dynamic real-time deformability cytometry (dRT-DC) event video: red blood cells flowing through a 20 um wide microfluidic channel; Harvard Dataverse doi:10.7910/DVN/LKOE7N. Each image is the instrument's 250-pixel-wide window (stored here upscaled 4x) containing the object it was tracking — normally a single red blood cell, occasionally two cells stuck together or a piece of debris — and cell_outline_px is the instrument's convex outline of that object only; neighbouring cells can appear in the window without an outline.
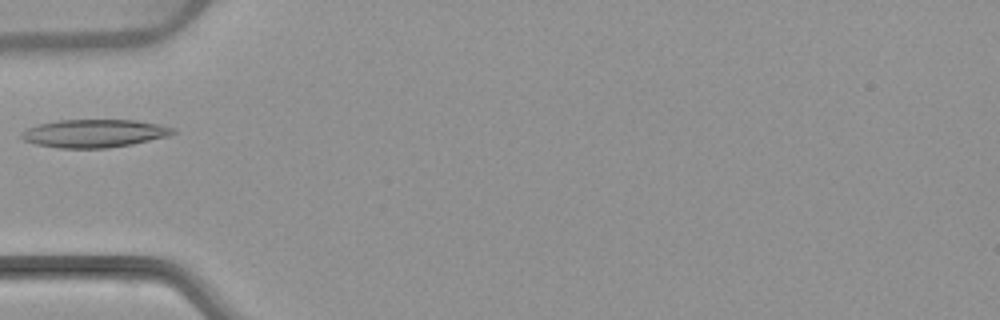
{"species": "common noctule bat (a hibernating species)", "species_latin": "Nyctalus noctula", "temperature_condition": "warm", "stored_images_in_passage": 4, "camera_frame_rate_fps": 3000, "um_per_image_px": 0.085, "animal": {"sex": "female", "body_mass_g": 22.7, "forearm_length_mm": 54.2}, "frame": {"image": 1, "passage_image": 4, "time_ms": 3.333, "image_size_px": [1000, 320], "cell_outline_px": [[176, 132], [168, 136], [132, 144], [108, 148], [60, 148], [36, 144], [24, 140], [20, 136], [20, 132], [36, 124], [56, 120], [136, 120], [176, 128]], "centroid_in_image_um": [7.99, 11.33], "position_along_channel_um": 77.0, "area_um2": 24.8}}